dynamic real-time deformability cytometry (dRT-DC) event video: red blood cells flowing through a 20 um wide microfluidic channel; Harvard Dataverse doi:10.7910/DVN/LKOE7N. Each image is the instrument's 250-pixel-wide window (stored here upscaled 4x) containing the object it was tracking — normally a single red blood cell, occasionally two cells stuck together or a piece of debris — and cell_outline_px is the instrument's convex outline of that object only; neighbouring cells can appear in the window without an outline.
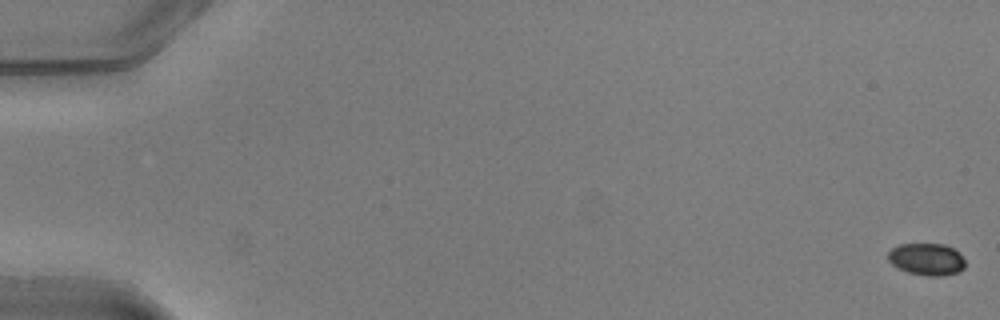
{"species": "common noctule bat (a hibernating species)", "species_latin": "Nyctalus noctula", "temperature_condition": "warm", "stored_images_in_passage": 44, "camera_frame_rate_fps": 3000, "um_per_image_px": 0.085, "animal": {"sex": "male", "body_mass_g": 20.5, "forearm_length_mm": 52.5}, "frame": {"image": 1, "passage_image": 1, "time_ms": 0.0, "image_size_px": [1000, 320], "cell_outline_px": [[964, 268], [956, 272], [944, 276], [928, 276], [908, 272], [896, 268], [888, 260], [888, 252], [892, 248], [900, 244], [944, 244], [952, 248], [964, 260]], "centroid_in_image_um": [78.72, 22.04], "position_along_channel_um": 6.3, "area_um2": 14.28}}
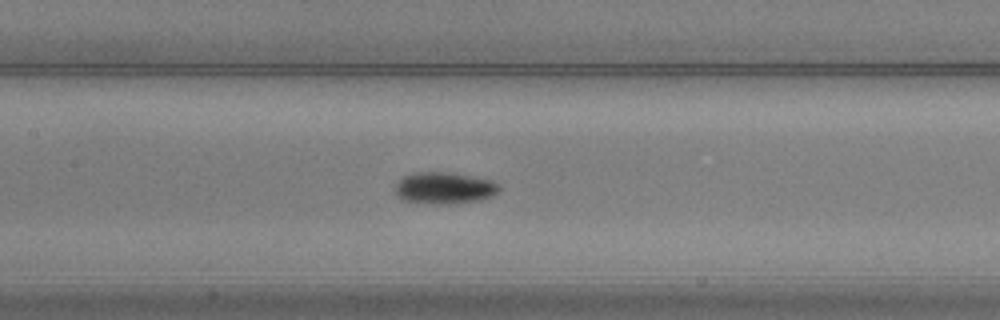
{"frame": {"image": 2, "passage_image": 26, "time_ms": 8.333, "image_size_px": [1000, 320], "cell_outline_px": [[500, 188], [492, 196], [480, 200], [452, 204], [404, 200], [396, 192], [396, 184], [404, 176], [416, 172], [444, 172], [492, 180]], "centroid_in_image_um": [37.79, 15.97], "position_along_channel_um": 169.6, "area_um2": 18.55}}
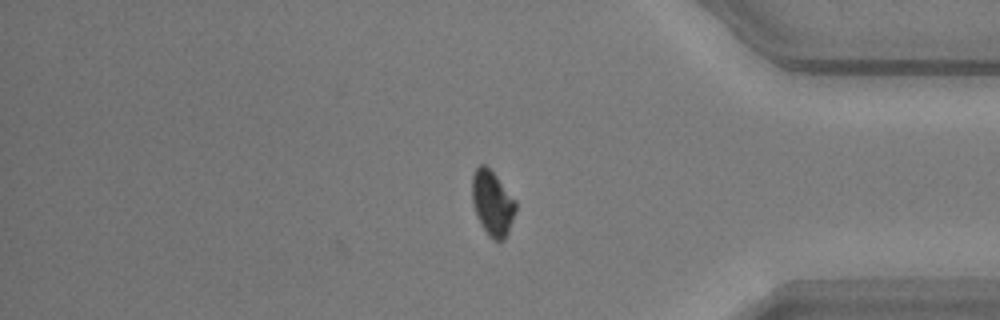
{"frame": {"image": 3, "passage_image": 44, "time_ms": 14.333, "image_size_px": [1000, 320], "cell_outline_px": [[516, 208], [508, 232], [504, 240], [492, 240], [488, 236], [480, 224], [476, 216], [472, 204], [472, 176], [476, 168], [480, 164], [484, 164], [496, 176], [516, 200]], "centroid_in_image_um": [41.83, 17.29], "position_along_channel_um": 393.4, "area_um2": 16.53}, "authors_computed_cell_mechanics": {"area_um2": 16.9354, "velocity_mm_per_s": 4.0474, "shape_relaxation_time_tau1_ms": 1.7993, "shape_relaxation_time_tau2_ms": 6.3432, "deformation_change_tau1": 0.1219, "deformation_change_tau2": 0.0847}}